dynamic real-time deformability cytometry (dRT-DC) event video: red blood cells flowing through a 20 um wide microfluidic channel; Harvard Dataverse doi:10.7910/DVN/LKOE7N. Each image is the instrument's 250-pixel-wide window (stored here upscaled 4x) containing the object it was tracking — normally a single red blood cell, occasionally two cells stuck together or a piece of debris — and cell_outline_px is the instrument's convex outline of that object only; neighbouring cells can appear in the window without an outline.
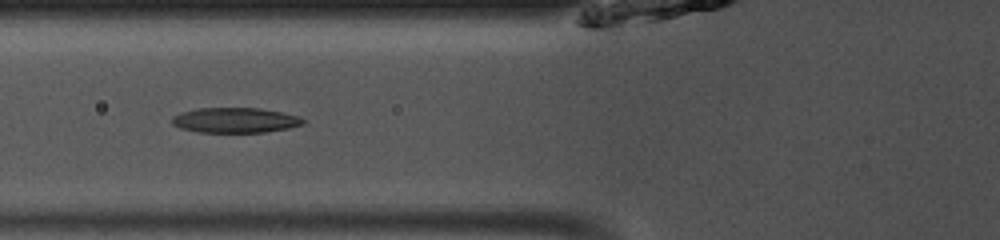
{"species": "common noctule bat (a hibernating species)", "species_latin": "Nyctalus noctula", "temperature_condition": "room temperature", "stored_images_in_passage": 46, "camera_frame_rate_fps": 3000, "um_per_image_px": 0.085, "animal": {"sex": "male", "body_mass_g": 13.0, "forearm_length_mm": 53.1}, "frame": {"image": 1, "passage_image": 16, "time_ms": 5.0, "image_size_px": [1000, 240], "cell_outline_px": [[304, 124], [288, 128], [264, 132], [200, 132], [180, 128], [172, 124], [172, 116], [184, 112], [200, 108], [260, 108], [280, 112], [296, 116], [304, 120]], "centroid_in_image_um": [19.97, 10.22], "position_along_channel_um": 105.8, "area_um2": 18.9}}
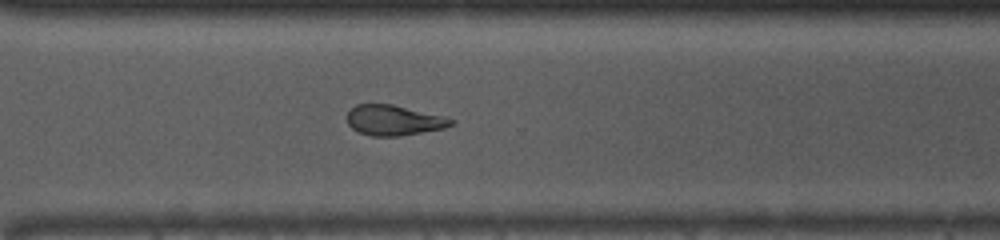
{"frame": {"image": 2, "passage_image": 33, "time_ms": 10.667, "image_size_px": [1000, 240], "cell_outline_px": [[456, 120], [452, 124], [444, 128], [400, 136], [372, 136], [360, 132], [352, 128], [348, 124], [348, 112], [356, 104], [392, 104], [444, 116]], "centroid_in_image_um": [33.48, 10.22], "position_along_channel_um": 337.1, "area_um2": 18.21}}
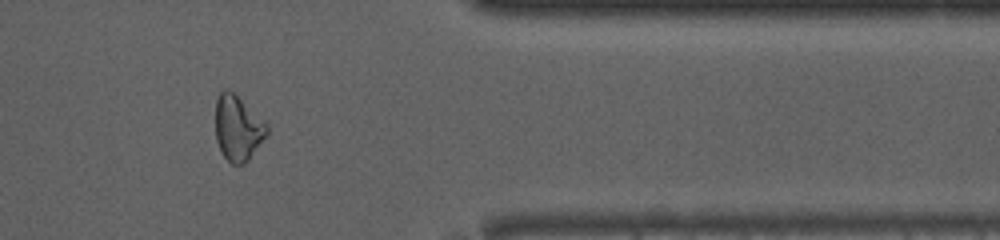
{"frame": {"image": 3, "passage_image": 38, "time_ms": 12.333, "image_size_px": [1000, 240], "cell_outline_px": [[268, 132], [248, 160], [244, 164], [232, 164], [224, 156], [216, 140], [216, 100], [220, 92], [224, 88], [232, 92], [268, 124]], "centroid_in_image_um": [20.2, 10.89], "position_along_channel_um": 391.2, "area_um2": 19.13}, "authors_computed_cell_mechanics": {"area_um2": 19.4497, "velocity_mm_per_s": 4.0793, "shape_relaxation_time_tau1_ms": 5.4426, "shape_relaxation_time_tau2_ms": 5.9509, "deformation_change_tau1": 0.1852, "deformation_change_tau2": 0.1503}}